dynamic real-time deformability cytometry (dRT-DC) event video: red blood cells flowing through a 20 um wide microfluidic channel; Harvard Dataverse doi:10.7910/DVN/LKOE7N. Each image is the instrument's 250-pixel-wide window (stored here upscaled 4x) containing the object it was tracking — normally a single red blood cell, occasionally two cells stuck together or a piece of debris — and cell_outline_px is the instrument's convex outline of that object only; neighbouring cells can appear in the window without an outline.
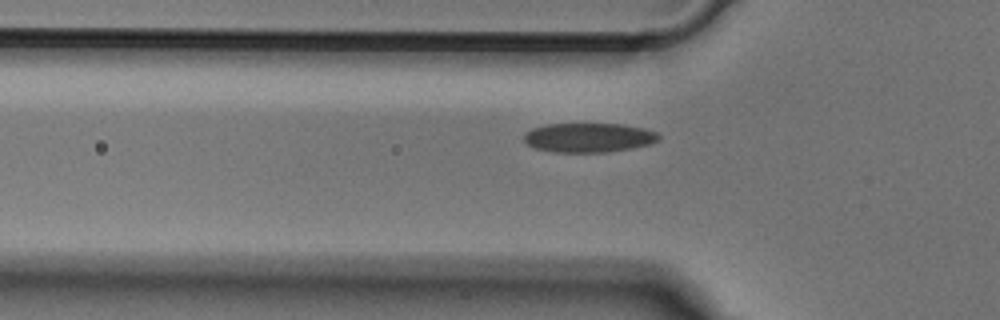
{"species": "Egyptian fruit bat (a non-hibernating species)", "species_latin": "Rousettus aegyptiacus", "temperature_condition": "cold", "stored_images_in_passage": 37, "camera_frame_rate_fps": 3000, "um_per_image_px": 0.085, "animal": {"sex": "male"}, "frame": {"image": 1, "passage_image": 5, "time_ms": 1.333, "image_size_px": [1000, 320], "cell_outline_px": [[660, 136], [656, 140], [648, 144], [632, 148], [608, 152], [552, 152], [536, 148], [528, 144], [524, 140], [524, 132], [532, 128], [544, 124], [624, 124], [644, 128], [656, 132]], "centroid_in_image_um": [50.0, 11.69], "position_along_channel_um": 75.8, "area_um2": 23.0}}
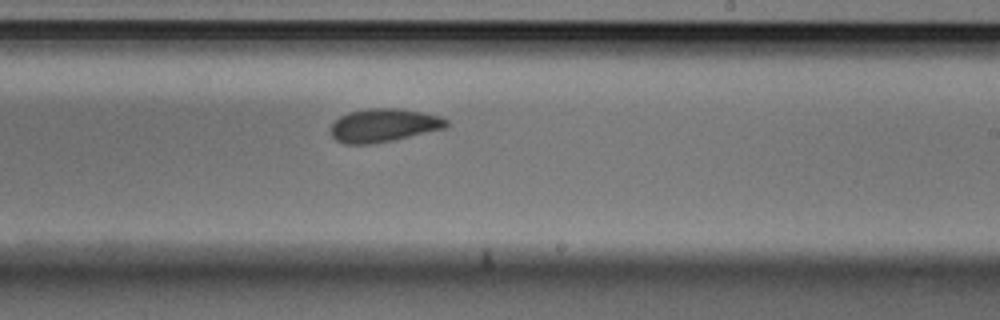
{"frame": {"image": 2, "passage_image": 19, "time_ms": 6.0, "image_size_px": [1000, 320], "cell_outline_px": [[448, 124], [444, 128], [392, 140], [372, 144], [344, 144], [336, 140], [328, 132], [328, 128], [340, 116], [348, 112], [368, 108], [396, 108], [420, 112], [440, 116], [448, 120]], "centroid_in_image_um": [32.54, 10.65], "position_along_channel_um": 256.5, "area_um2": 22.43}}
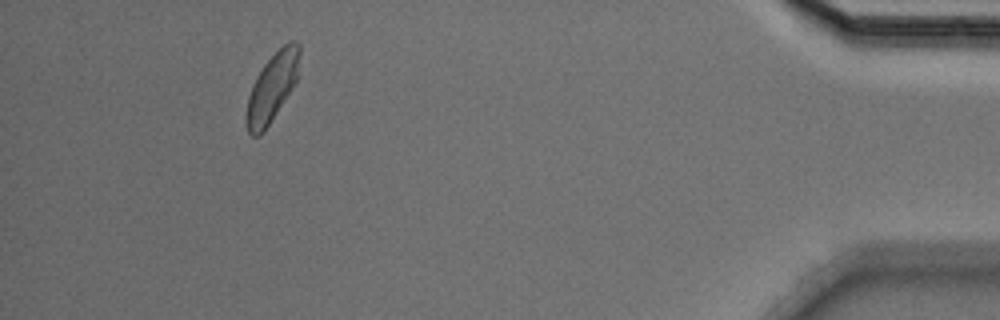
{"frame": {"image": 3, "passage_image": 36, "time_ms": 11.667, "image_size_px": [1000, 320], "cell_outline_px": [[300, 52], [296, 80], [264, 132], [260, 136], [252, 136], [248, 132], [248, 96], [252, 84], [256, 76], [264, 64], [284, 44], [292, 40], [296, 40], [300, 44]], "centroid_in_image_um": [23.14, 7.39], "position_along_channel_um": 412.1, "area_um2": 20.46}}